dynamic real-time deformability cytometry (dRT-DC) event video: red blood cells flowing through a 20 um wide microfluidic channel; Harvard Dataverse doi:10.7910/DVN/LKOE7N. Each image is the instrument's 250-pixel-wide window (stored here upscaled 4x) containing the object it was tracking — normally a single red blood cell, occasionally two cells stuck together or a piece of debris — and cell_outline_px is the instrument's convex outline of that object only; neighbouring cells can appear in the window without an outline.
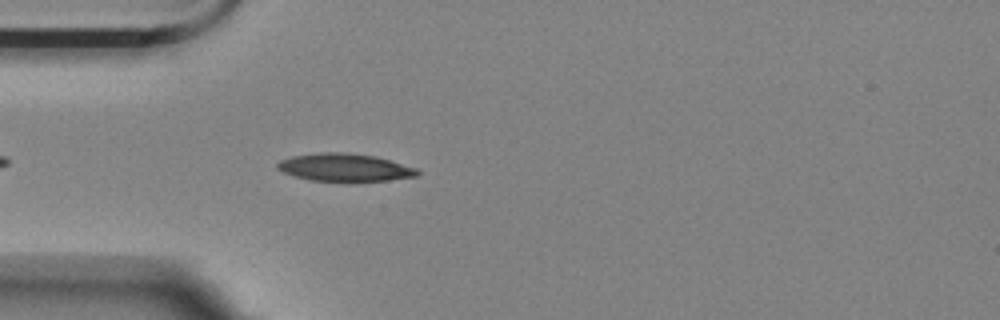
{"species": "Egyptian fruit bat (a non-hibernating species)", "species_latin": "Rousettus aegyptiacus", "temperature_condition": "room temperature", "stored_images_in_passage": 27, "camera_frame_rate_fps": 3000, "um_per_image_px": 0.085, "animal": {"sex": "female"}, "frame": {"image": 1, "passage_image": 5, "time_ms": 1.333, "image_size_px": [1000, 320], "cell_outline_px": [[420, 172], [416, 176], [388, 180], [348, 184], [308, 180], [284, 172], [276, 168], [276, 164], [280, 160], [292, 156], [320, 152], [344, 152], [372, 156], [388, 160], [416, 168]], "centroid_in_image_um": [29.26, 14.28], "position_along_channel_um": 55.7, "area_um2": 23.18}}
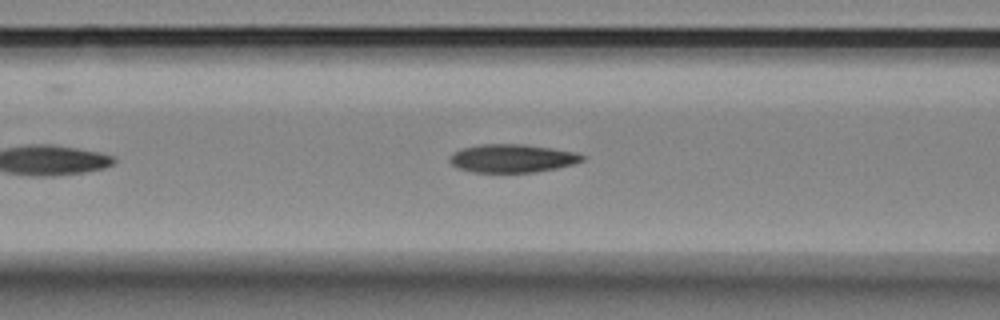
{"frame": {"image": 2, "passage_image": 11, "time_ms": 3.333, "image_size_px": [1000, 320], "cell_outline_px": [[584, 160], [572, 164], [556, 168], [536, 172], [472, 172], [460, 168], [452, 164], [448, 160], [452, 152], [460, 148], [480, 144], [524, 144], [552, 148], [576, 152], [584, 156]], "centroid_in_image_um": [43.51, 13.45], "position_along_channel_um": 123.1, "area_um2": 21.85}}
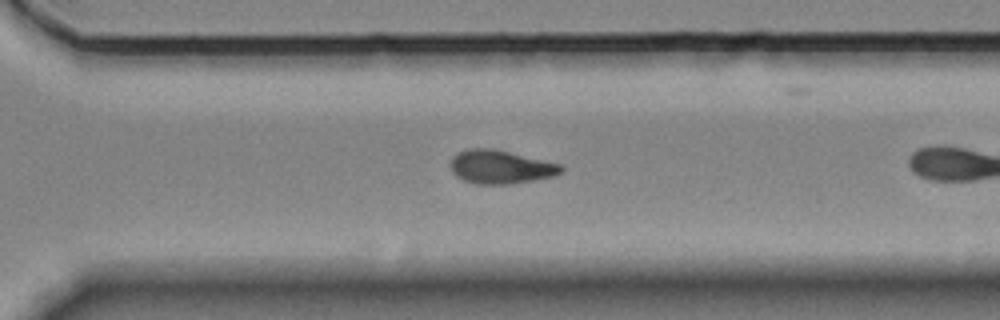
{"frame": {"image": 3, "passage_image": 25, "time_ms": 8.0, "image_size_px": [1000, 320], "cell_outline_px": [[564, 172], [556, 176], [508, 184], [476, 184], [464, 180], [456, 176], [452, 172], [452, 156], [456, 152], [468, 148], [492, 148], [564, 164]], "centroid_in_image_um": [42.59, 14.18], "position_along_channel_um": 328.0, "area_um2": 21.85}}